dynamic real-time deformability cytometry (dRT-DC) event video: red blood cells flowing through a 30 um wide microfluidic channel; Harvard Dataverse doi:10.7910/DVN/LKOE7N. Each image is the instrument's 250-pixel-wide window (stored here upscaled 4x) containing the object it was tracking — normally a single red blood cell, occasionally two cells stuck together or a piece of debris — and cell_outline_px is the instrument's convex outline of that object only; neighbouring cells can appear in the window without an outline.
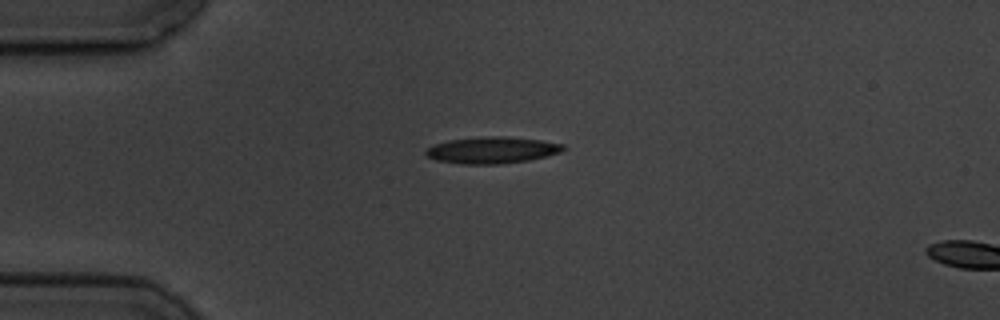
{"species": "common noctule bat (a hibernating species)", "species_latin": "Nyctalus noctula", "temperature_condition": "cold", "stored_images_in_passage": 2, "camera_frame_rate_fps": 3000, "um_per_image_px": 0.085, "animal": {"sex": "male", "body_mass_g": 19.5, "forearm_length_mm": 54.6}, "frame": {"image": 1, "passage_image": 1, "time_ms": 0.0, "image_size_px": [1000, 320], "cell_outline_px": [[568, 148], [560, 152], [528, 160], [500, 164], [460, 164], [436, 160], [428, 156], [424, 152], [428, 148], [436, 144], [448, 140], [488, 136], [504, 136], [540, 140], [564, 144]], "centroid_in_image_um": [41.84, 12.76], "position_along_channel_um": 43.2, "area_um2": 21.15}}